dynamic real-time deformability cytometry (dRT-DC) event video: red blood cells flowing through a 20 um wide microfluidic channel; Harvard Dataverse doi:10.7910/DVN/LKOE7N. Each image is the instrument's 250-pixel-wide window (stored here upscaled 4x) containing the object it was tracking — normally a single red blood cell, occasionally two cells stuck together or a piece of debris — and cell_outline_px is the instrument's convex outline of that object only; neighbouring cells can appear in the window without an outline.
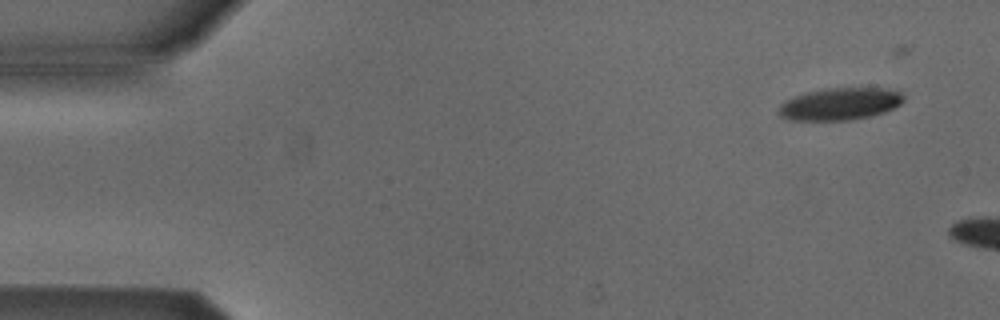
{"species": "Egyptian fruit bat (a non-hibernating species)", "species_latin": "Rousettus aegyptiacus", "temperature_condition": "cold", "stored_images_in_passage": 10, "camera_frame_rate_fps": 3000, "um_per_image_px": 0.085, "animal": {"sex": "male"}, "frame": {"image": 1, "passage_image": 2, "time_ms": 0.333, "image_size_px": [1000, 320], "cell_outline_px": [[904, 100], [900, 104], [884, 112], [868, 116], [848, 120], [792, 120], [780, 116], [776, 112], [780, 104], [784, 100], [792, 96], [804, 92], [824, 88], [884, 88], [900, 92], [904, 96]], "centroid_in_image_um": [71.33, 8.82], "position_along_channel_um": 13.7, "area_um2": 23.58}}